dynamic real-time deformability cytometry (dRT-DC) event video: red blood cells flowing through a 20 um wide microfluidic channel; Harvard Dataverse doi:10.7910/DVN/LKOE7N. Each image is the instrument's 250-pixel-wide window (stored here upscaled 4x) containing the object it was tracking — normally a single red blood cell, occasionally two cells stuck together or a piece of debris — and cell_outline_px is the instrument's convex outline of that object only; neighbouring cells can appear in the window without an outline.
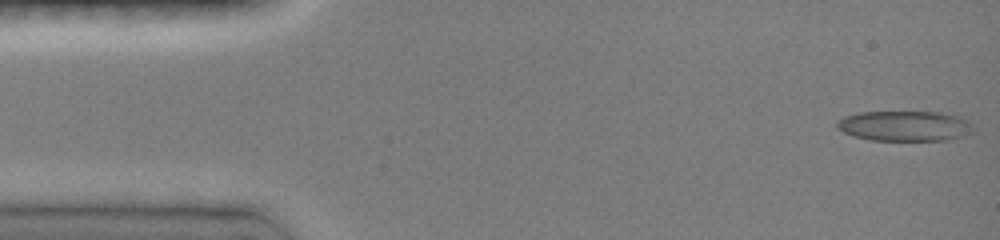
{"species": "common noctule bat (a hibernating species)", "species_latin": "Nyctalus noctula", "temperature_condition": "room temperature", "stored_images_in_passage": 27, "camera_frame_rate_fps": 3000, "um_per_image_px": 0.085, "animal": {"sex": "female", "body_mass_g": 19.0, "forearm_length_mm": 51.5}, "frame": {"image": 1, "passage_image": 1, "time_ms": 0.0, "image_size_px": [1000, 240], "cell_outline_px": [[976, 128], [968, 136], [944, 140], [872, 140], [856, 136], [844, 132], [836, 128], [836, 120], [844, 116], [860, 112], [940, 112], [960, 116], [968, 120]], "centroid_in_image_um": [76.96, 10.7], "position_along_channel_um": 8.0, "area_um2": 24.28}}
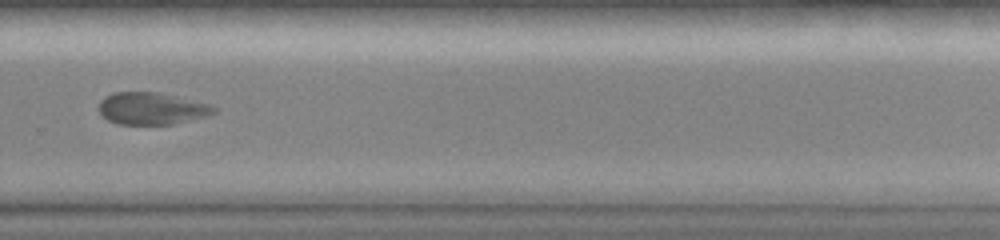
{"frame": {"image": 2, "passage_image": 19, "time_ms": 10.667, "image_size_px": [1000, 240], "cell_outline_px": [[220, 108], [216, 112], [204, 116], [172, 124], [116, 124], [108, 120], [100, 112], [100, 100], [104, 96], [112, 92], [156, 92], [208, 104]], "centroid_in_image_um": [12.86, 9.22], "position_along_channel_um": 316.9, "area_um2": 21.21}}
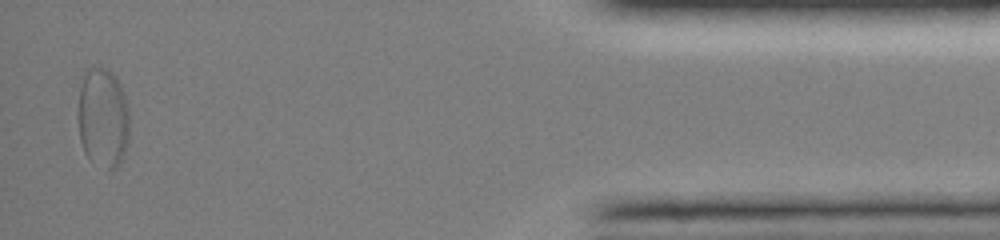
{"frame": {"image": 3, "passage_image": 27, "time_ms": 15.0, "image_size_px": [1000, 240], "cell_outline_px": [[128, 144], [120, 164], [112, 172], [88, 156], [84, 152], [80, 140], [80, 88], [84, 68], [100, 64], [112, 72], [116, 76], [120, 84], [128, 108]], "centroid_in_image_um": [8.77, 9.95], "position_along_channel_um": 426.4, "area_um2": 29.94}, "authors_computed_cell_mechanics": {"area_um2": 22.4264, "velocity_mm_per_s": 3.9766, "shape_relaxation_time_tau1_ms": 3.0295, "shape_relaxation_time_tau2_ms": 3.3979, "deformation_change_tau1": 0.1364, "deformation_change_tau2": 0.0851}}